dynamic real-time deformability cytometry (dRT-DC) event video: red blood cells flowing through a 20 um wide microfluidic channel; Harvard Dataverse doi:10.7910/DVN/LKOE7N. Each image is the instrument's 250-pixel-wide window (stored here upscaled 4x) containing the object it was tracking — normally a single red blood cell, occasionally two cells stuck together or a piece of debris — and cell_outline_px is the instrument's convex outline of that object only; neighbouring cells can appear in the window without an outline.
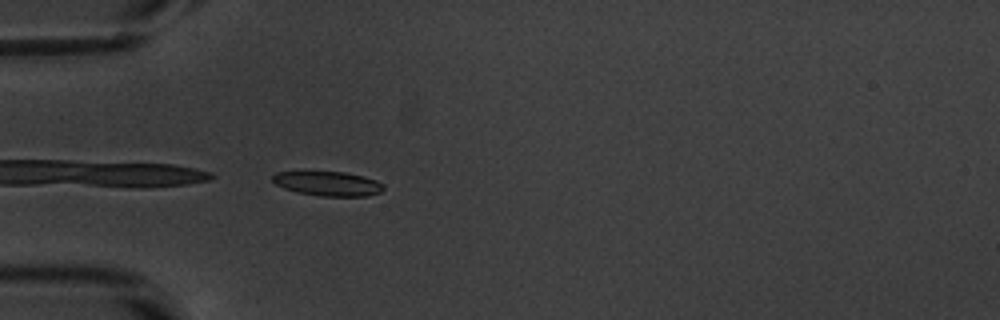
{"species": "common noctule bat (a hibernating species)", "species_latin": "Nyctalus noctula", "temperature_condition": "warm", "stored_images_in_passage": 9, "camera_frame_rate_fps": 3000, "um_per_image_px": 0.085, "animal": {"sex": "male", "body_mass_g": 20.1, "forearm_length_mm": 53.5}, "frame": {"image": 1, "passage_image": 1, "time_ms": 0.0, "image_size_px": [1000, 320], "cell_outline_px": [[384, 188], [380, 192], [368, 196], [320, 196], [296, 192], [284, 188], [276, 184], [272, 180], [272, 176], [276, 172], [344, 172], [364, 176], [376, 180], [384, 184]], "centroid_in_image_um": [27.89, 15.61], "position_along_channel_um": 57.1, "area_um2": 15.78}}